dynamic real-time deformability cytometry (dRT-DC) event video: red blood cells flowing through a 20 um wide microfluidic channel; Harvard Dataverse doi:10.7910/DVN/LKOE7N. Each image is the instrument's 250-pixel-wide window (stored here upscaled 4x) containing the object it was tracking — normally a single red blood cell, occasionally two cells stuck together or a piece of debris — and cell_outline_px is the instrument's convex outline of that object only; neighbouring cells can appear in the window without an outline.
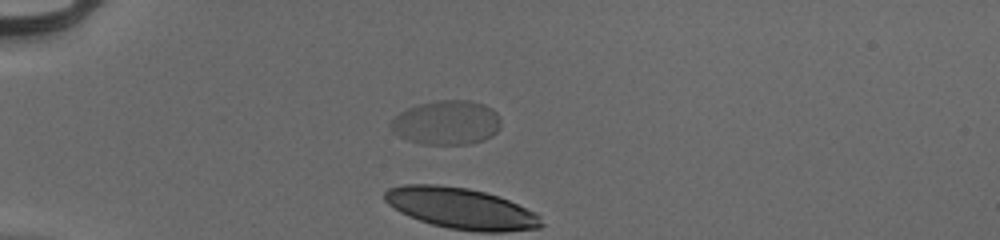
{"species": "human", "species_latin": "Homo sapiens", "temperature_condition": "cold", "stored_images_in_passage": 8, "camera_frame_rate_fps": 3000, "um_per_image_px": 0.085, "donor": {"sex": "male"}, "frame": {"image": 1, "passage_image": 1, "time_ms": 0.0, "image_size_px": [1000, 240], "cell_outline_px": [[500, 128], [492, 136], [484, 140], [468, 144], [424, 144], [408, 140], [392, 132], [388, 124], [400, 112], [408, 108], [420, 104], [436, 100], [468, 100], [484, 104], [492, 108], [496, 112], [500, 120]], "centroid_in_image_um": [37.96, 10.42], "position_along_channel_um": 47.0, "area_um2": 28.5}}